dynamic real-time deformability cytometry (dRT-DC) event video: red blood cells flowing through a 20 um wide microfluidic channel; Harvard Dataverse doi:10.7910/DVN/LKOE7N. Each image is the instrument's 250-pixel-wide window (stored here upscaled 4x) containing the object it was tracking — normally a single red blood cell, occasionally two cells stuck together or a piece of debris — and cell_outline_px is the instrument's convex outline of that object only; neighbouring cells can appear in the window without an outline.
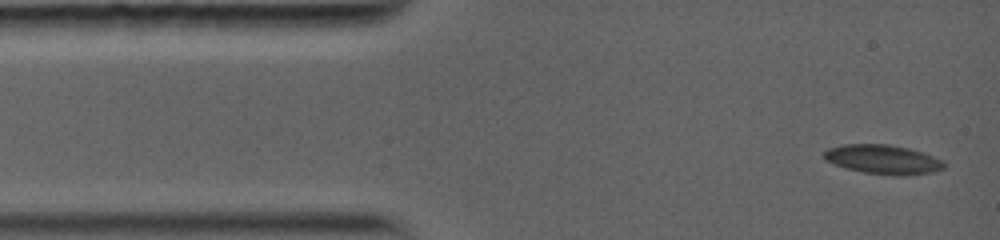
{"species": "common noctule bat (a hibernating species)", "species_latin": "Nyctalus noctula", "temperature_condition": "warm", "stored_images_in_passage": 32, "camera_frame_rate_fps": 5000, "um_per_image_px": 0.085, "animal": {"sex": "female", "body_mass_g": 19.0, "forearm_length_mm": 56.7}, "frame": {"image": 1, "passage_image": 1, "time_ms": 0.0, "image_size_px": [1000, 240], "cell_outline_px": [[944, 168], [932, 172], [908, 176], [892, 176], [864, 172], [848, 168], [824, 160], [824, 152], [828, 148], [844, 144], [888, 144], [908, 148], [924, 152], [944, 160]], "centroid_in_image_um": [75.1, 13.55], "position_along_channel_um": 9.9, "area_um2": 20.58}}
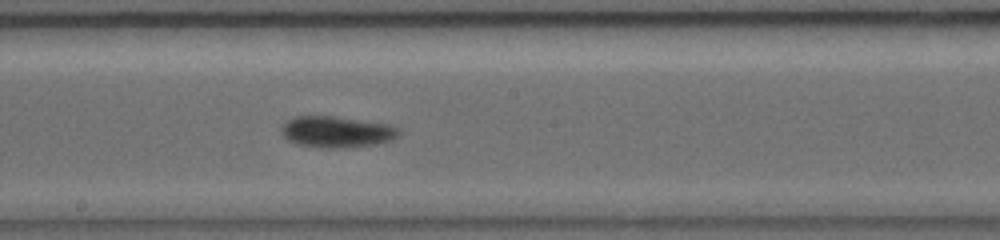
{"frame": {"image": 2, "passage_image": 14, "time_ms": 7.0, "image_size_px": [1000, 240], "cell_outline_px": [[400, 136], [392, 140], [376, 144], [332, 148], [324, 148], [300, 144], [288, 140], [280, 132], [280, 128], [288, 120], [296, 116], [336, 116], [392, 124], [400, 128]], "centroid_in_image_um": [28.67, 11.19], "position_along_channel_um": 219.5, "area_um2": 21.5}}
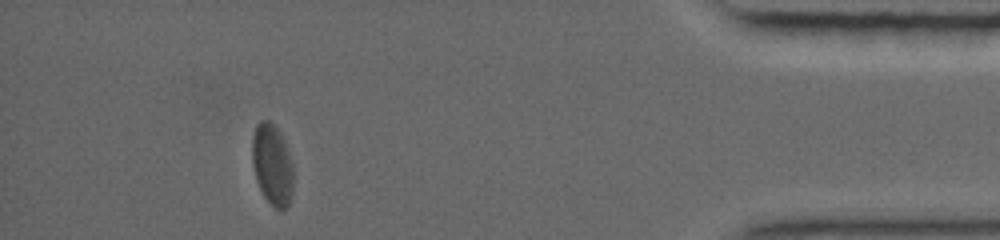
{"frame": {"image": 3, "passage_image": 28, "time_ms": 13.4, "image_size_px": [1000, 240], "cell_outline_px": [[292, 192], [288, 208], [276, 208], [264, 196], [256, 180], [252, 164], [252, 136], [256, 124], [260, 120], [268, 120], [280, 132], [284, 140], [292, 164]], "centroid_in_image_um": [23.12, 13.97], "position_along_channel_um": 412.1, "area_um2": 19.31}, "authors_computed_cell_mechanics": {"area_um2": 20.4323, "velocity_mm_per_s": 3.9277, "shape_relaxation_time_tau1_ms": null, "shape_relaxation_time_tau2_ms": 2.4093, "deformation_change_tau1": null, "deformation_change_tau2": 0.0524}}